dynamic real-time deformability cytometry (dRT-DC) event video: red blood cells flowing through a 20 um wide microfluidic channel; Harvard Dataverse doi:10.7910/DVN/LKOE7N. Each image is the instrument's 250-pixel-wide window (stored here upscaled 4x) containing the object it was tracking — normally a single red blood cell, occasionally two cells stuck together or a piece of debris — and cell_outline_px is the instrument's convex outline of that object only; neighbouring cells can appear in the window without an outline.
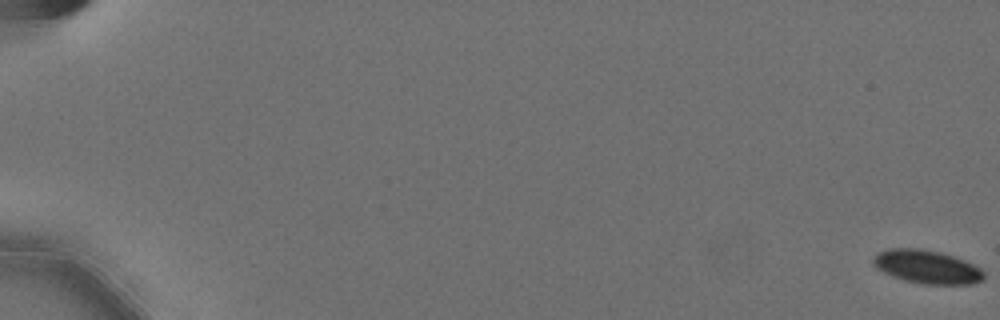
{"species": "Egyptian fruit bat (a non-hibernating species)", "species_latin": "Rousettus aegyptiacus", "temperature_condition": "cold", "stored_images_in_passage": 11, "camera_frame_rate_fps": 3000, "um_per_image_px": 0.085, "animal": {"sex": "female"}, "frame": {"image": 1, "passage_image": 1, "time_ms": 0.0, "image_size_px": [1000, 320], "cell_outline_px": [[984, 280], [972, 284], [920, 284], [904, 280], [892, 276], [876, 268], [872, 264], [872, 256], [876, 252], [888, 248], [920, 248], [944, 252], [964, 260], [980, 268], [984, 272]], "centroid_in_image_um": [78.75, 22.66], "position_along_channel_um": 6.2, "area_um2": 21.96}}